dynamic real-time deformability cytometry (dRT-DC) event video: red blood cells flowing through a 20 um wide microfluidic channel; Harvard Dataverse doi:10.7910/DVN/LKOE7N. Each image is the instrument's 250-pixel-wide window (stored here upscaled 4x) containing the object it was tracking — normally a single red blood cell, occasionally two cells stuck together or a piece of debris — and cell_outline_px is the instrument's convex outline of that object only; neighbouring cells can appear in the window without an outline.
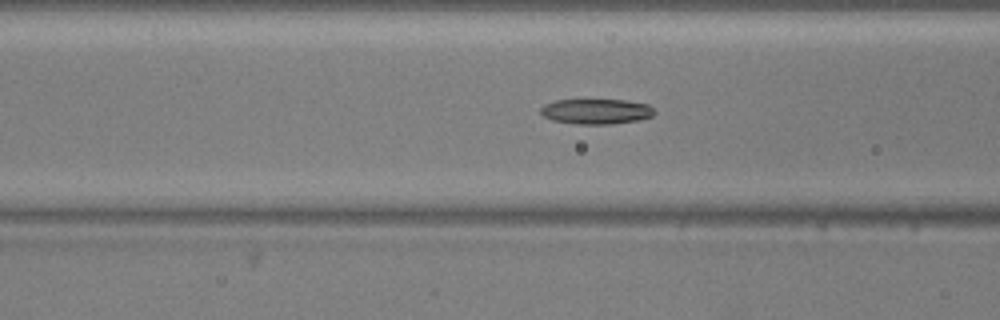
{"species": "common noctule bat (a hibernating species)", "species_latin": "Nyctalus noctula", "temperature_condition": "warm", "stored_images_in_passage": 54, "camera_frame_rate_fps": 3000, "um_per_image_px": 0.085, "animal": {"sex": "male", "body_mass_g": 20.5, "forearm_length_mm": 52.5}, "frame": {"image": 1, "passage_image": 20, "time_ms": 6.333, "image_size_px": [1000, 320], "cell_outline_px": [[656, 112], [652, 116], [640, 120], [612, 124], [576, 124], [552, 120], [544, 116], [540, 112], [540, 108], [544, 104], [556, 100], [624, 100], [648, 104]], "centroid_in_image_um": [50.68, 9.47], "position_along_channel_um": 115.9, "area_um2": 16.76}}
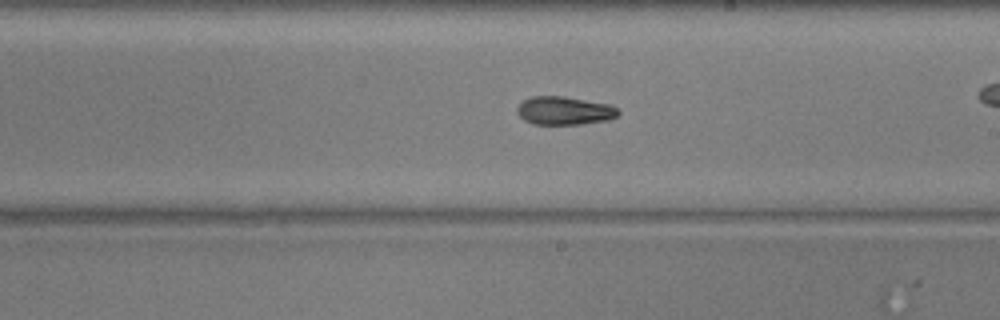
{"frame": {"image": 2, "passage_image": 30, "time_ms": 9.667, "image_size_px": [1000, 320], "cell_outline_px": [[620, 112], [616, 116], [608, 120], [580, 124], [532, 124], [524, 120], [516, 112], [516, 108], [524, 100], [532, 96], [564, 96], [612, 104]], "centroid_in_image_um": [47.97, 9.4], "position_along_channel_um": 241.0, "area_um2": 16.76}}
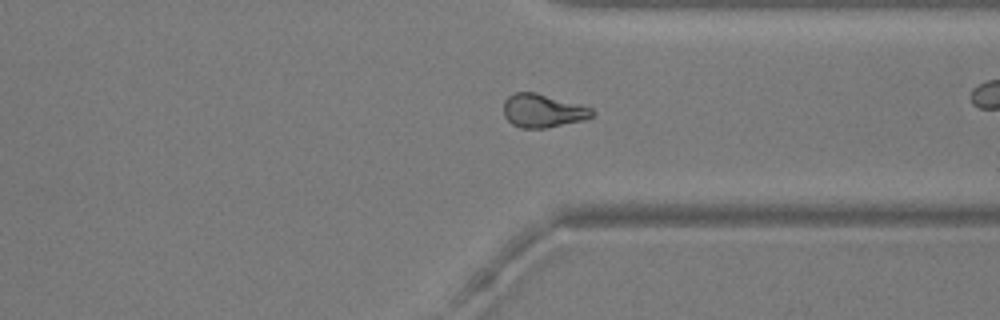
{"frame": {"image": 3, "passage_image": 40, "time_ms": 13.0, "image_size_px": [1000, 320], "cell_outline_px": [[596, 112], [592, 116], [584, 120], [544, 128], [520, 128], [512, 124], [504, 116], [504, 100], [508, 96], [516, 92], [536, 92], [580, 104], [592, 108]], "centroid_in_image_um": [46.14, 9.41], "position_along_channel_um": 365.3, "area_um2": 17.28}, "authors_computed_cell_mechanics": {"area_um2": 17.4267, "velocity_mm_per_s": 3.7454, "shape_relaxation_time_tau1_ms": 2.9422, "shape_relaxation_time_tau2_ms": 2.381, "deformation_change_tau1": 0.108, "deformation_change_tau2": 0.0839}}